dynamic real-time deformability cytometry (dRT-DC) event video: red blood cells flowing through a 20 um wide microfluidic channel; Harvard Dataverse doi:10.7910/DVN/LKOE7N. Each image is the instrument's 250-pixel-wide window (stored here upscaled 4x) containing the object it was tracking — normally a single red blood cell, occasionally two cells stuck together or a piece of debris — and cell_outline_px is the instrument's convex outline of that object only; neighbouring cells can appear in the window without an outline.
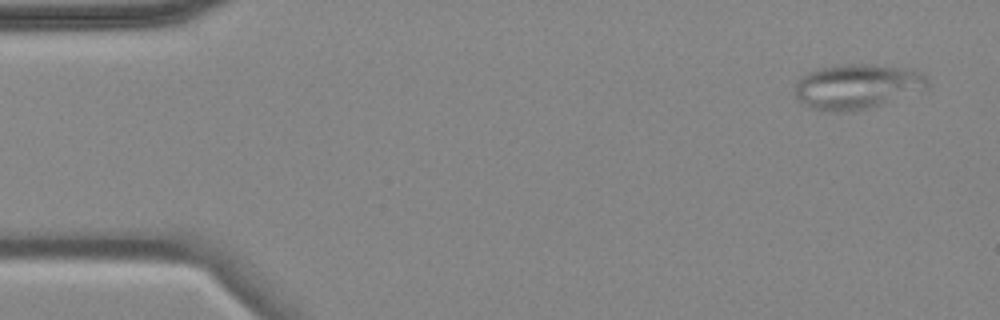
{"species": "common noctule bat (a hibernating species)", "species_latin": "Nyctalus noctula", "temperature_condition": "cold", "stored_images_in_passage": 4, "camera_frame_rate_fps": 3000, "um_per_image_px": 0.085, "animal": {"sex": "female", "body_mass_g": 18.4}, "frame": {"image": 1, "passage_image": 1, "time_ms": 0.0, "image_size_px": [1000, 320], "cell_outline_px": [[928, 88], [856, 112], [836, 112], [812, 108], [804, 104], [796, 96], [796, 80], [800, 76], [816, 68], [840, 64], [864, 64], [904, 68], [920, 72], [928, 76]], "centroid_in_image_um": [72.82, 7.34], "position_along_channel_um": 12.2, "area_um2": 34.62}}